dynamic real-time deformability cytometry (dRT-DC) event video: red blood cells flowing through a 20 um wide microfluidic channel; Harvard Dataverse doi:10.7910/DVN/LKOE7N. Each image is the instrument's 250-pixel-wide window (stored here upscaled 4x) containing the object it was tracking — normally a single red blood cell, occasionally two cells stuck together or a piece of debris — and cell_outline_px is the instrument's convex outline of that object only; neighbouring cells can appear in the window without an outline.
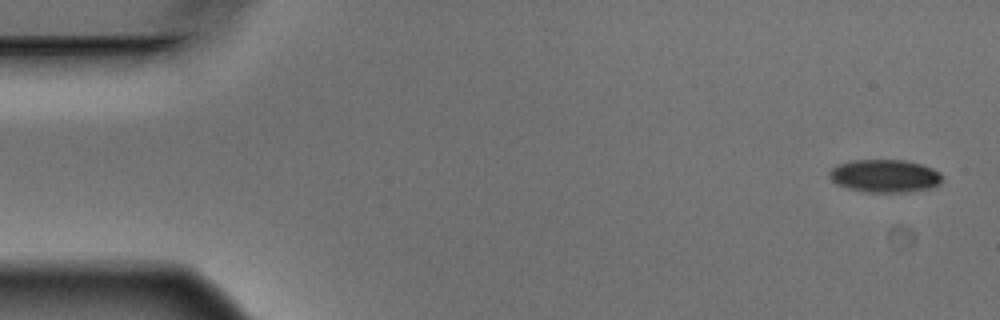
{"species": "Egyptian fruit bat (a non-hibernating species)", "species_latin": "Rousettus aegyptiacus", "temperature_condition": "warm", "stored_images_in_passage": 4, "camera_frame_rate_fps": 3000, "um_per_image_px": 0.085, "animal": {"sex": "male"}, "frame": {"image": 1, "passage_image": 1, "time_ms": 0.0, "image_size_px": [1000, 320], "cell_outline_px": [[944, 180], [940, 184], [928, 188], [904, 192], [868, 192], [848, 188], [836, 184], [828, 176], [828, 172], [836, 164], [852, 160], [904, 160], [920, 164], [932, 168], [940, 172], [944, 176]], "centroid_in_image_um": [75.2, 14.94], "position_along_channel_um": 9.8, "area_um2": 21.73}}
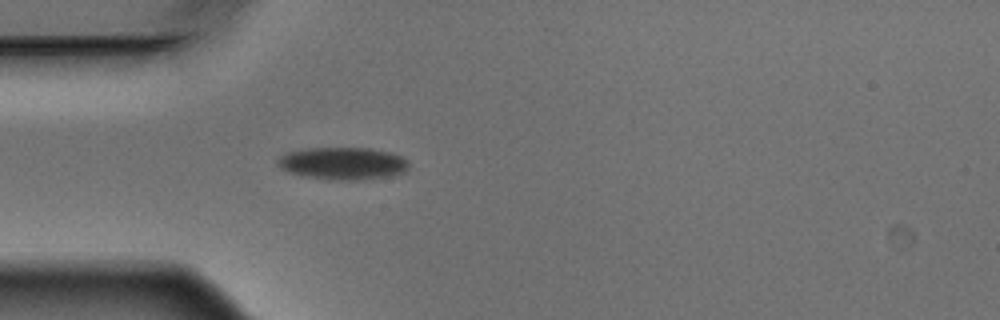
{"frame": {"image": 2, "passage_image": 4, "time_ms": 1.0, "image_size_px": [1000, 320], "cell_outline_px": [[408, 172], [392, 176], [356, 180], [328, 180], [300, 176], [288, 172], [280, 168], [276, 164], [276, 160], [284, 152], [304, 148], [372, 148], [392, 152], [408, 160]], "centroid_in_image_um": [29.12, 13.89], "position_along_channel_um": 55.9, "area_um2": 25.43}}